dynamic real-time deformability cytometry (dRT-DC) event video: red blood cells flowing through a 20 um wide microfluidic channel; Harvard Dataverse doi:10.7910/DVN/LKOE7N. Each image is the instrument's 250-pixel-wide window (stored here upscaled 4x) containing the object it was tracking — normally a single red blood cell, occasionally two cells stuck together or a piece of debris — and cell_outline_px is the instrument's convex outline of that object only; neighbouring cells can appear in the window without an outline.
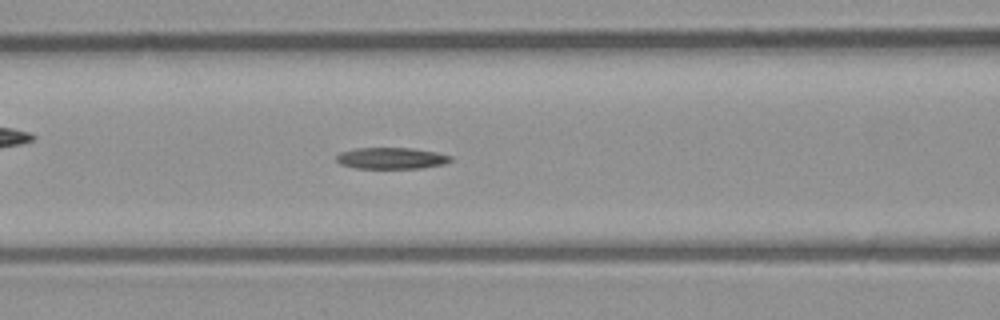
{"species": "common noctule bat (a hibernating species)", "species_latin": "Nyctalus noctula", "temperature_condition": "room temperature", "stored_images_in_passage": 24, "camera_frame_rate_fps": 3000, "um_per_image_px": 0.085, "animal": {"sex": "male", "body_mass_g": 23.1, "forearm_length_mm": 52.7}, "frame": {"image": 1, "passage_image": 21, "time_ms": 6.667, "image_size_px": [1000, 320], "cell_outline_px": [[452, 160], [444, 164], [420, 168], [352, 168], [340, 164], [336, 160], [336, 156], [340, 152], [356, 148], [412, 148], [436, 152], [452, 156]], "centroid_in_image_um": [33.25, 13.45], "position_along_channel_um": 133.4, "area_um2": 14.28}}
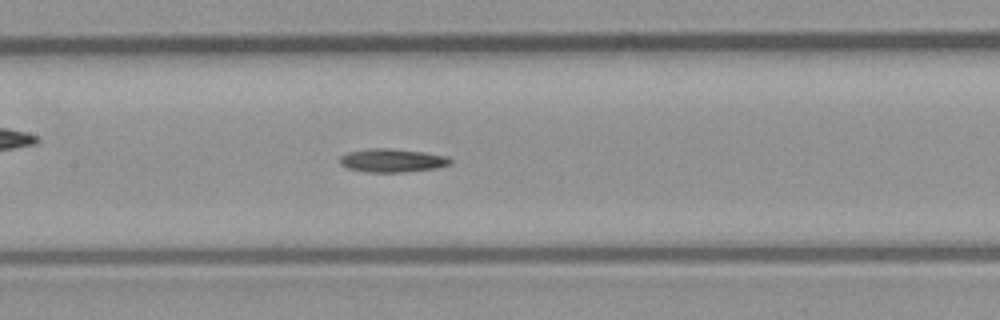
{"frame": {"image": 2, "passage_image": 24, "time_ms": 7.667, "image_size_px": [1000, 320], "cell_outline_px": [[452, 164], [436, 168], [404, 172], [368, 172], [348, 168], [340, 164], [340, 156], [348, 152], [368, 148], [388, 148], [424, 152], [448, 156], [452, 160]], "centroid_in_image_um": [33.36, 13.63], "position_along_channel_um": 174.0, "area_um2": 15.14}}